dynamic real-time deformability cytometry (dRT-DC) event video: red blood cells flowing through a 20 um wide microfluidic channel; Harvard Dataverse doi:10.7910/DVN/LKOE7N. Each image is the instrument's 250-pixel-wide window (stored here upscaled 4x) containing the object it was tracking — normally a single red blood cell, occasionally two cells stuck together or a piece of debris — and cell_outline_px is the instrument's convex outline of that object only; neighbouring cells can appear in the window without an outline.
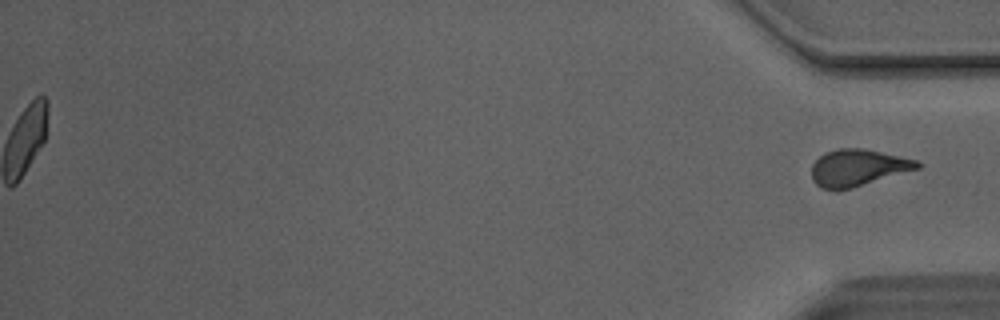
{"species": "Egyptian fruit bat (a non-hibernating species)", "species_latin": "Rousettus aegyptiacus", "temperature_condition": "room temperature", "stored_images_in_passage": 48, "segment_of_instrument_passage": [2, 2], "camera_frame_rate_fps": 3000, "um_per_image_px": 0.085, "animal": {"sex": "male"}, "frame": {"image": 1, "passage_image": 48, "time_ms": 15.667, "image_size_px": [1000, 320], "cell_outline_px": [[920, 168], [852, 188], [836, 192], [820, 188], [812, 180], [812, 164], [824, 152], [840, 148], [864, 148], [920, 160]], "centroid_in_image_um": [72.91, 14.27], "position_along_channel_um": 362.3, "area_um2": 23.0}}